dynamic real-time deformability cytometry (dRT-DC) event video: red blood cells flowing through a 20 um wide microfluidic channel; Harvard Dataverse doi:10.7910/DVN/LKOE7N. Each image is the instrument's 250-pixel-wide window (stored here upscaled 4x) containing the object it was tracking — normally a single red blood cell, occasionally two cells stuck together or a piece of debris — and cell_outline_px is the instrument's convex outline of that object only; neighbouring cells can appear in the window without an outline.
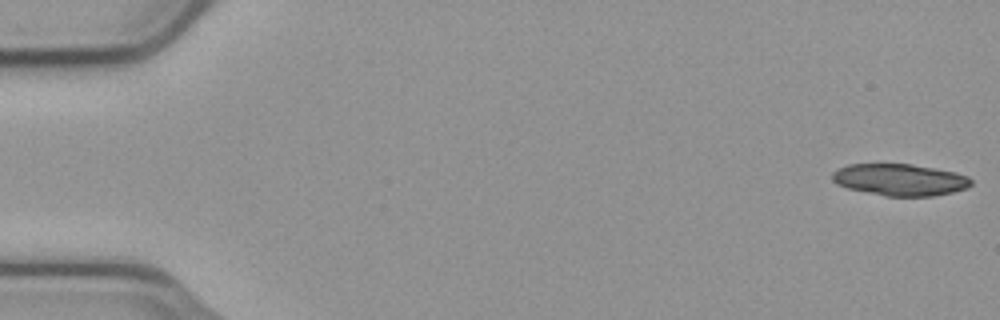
{"species": "common noctule bat (a hibernating species)", "species_latin": "Nyctalus noctula", "temperature_condition": "cold", "stored_images_in_passage": 12, "camera_frame_rate_fps": 3000, "um_per_image_px": 0.085, "animal": {"sex": "male", "body_mass_g": 23.1, "forearm_length_mm": 52.7}, "frame": {"image": 1, "passage_image": 1, "time_ms": 0.0, "image_size_px": [1000, 320], "cell_outline_px": [[972, 184], [968, 188], [952, 192], [932, 196], [884, 196], [848, 188], [832, 180], [832, 172], [836, 168], [848, 164], [912, 164], [956, 172], [968, 176], [972, 180]], "centroid_in_image_um": [76.51, 15.27], "position_along_channel_um": 8.5, "area_um2": 25.78}}